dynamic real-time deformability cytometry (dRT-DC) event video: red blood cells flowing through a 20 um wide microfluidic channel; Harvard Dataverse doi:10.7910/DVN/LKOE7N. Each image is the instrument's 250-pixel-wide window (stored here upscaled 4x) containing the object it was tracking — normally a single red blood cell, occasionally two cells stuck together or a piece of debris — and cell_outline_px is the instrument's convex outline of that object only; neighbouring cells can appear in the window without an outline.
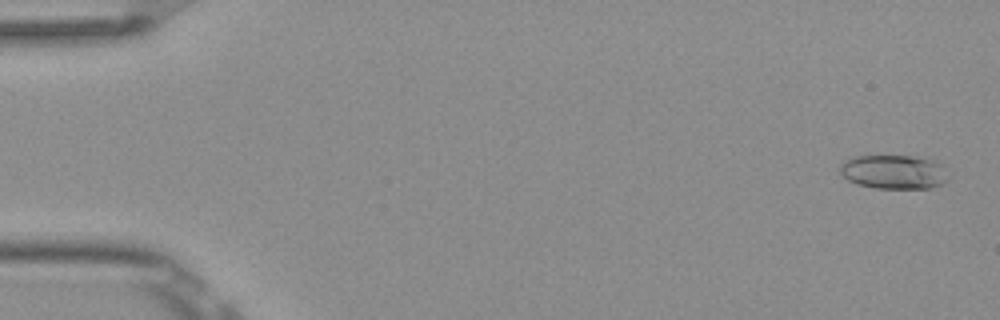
{"species": "Egyptian fruit bat (a non-hibernating species)", "species_latin": "Rousettus aegyptiacus", "temperature_condition": "room temperature", "stored_images_in_passage": 5, "camera_frame_rate_fps": 3000, "um_per_image_px": 0.085, "frame": {"image": 1, "passage_image": 1, "time_ms": 0.0, "image_size_px": [1000, 320], "cell_outline_px": [[948, 180], [940, 184], [928, 188], [876, 188], [856, 184], [848, 180], [840, 172], [840, 164], [844, 160], [856, 156], [928, 156], [936, 160], [940, 164]], "centroid_in_image_um": [75.96, 14.59], "position_along_channel_um": 9.0, "area_um2": 21.56}}
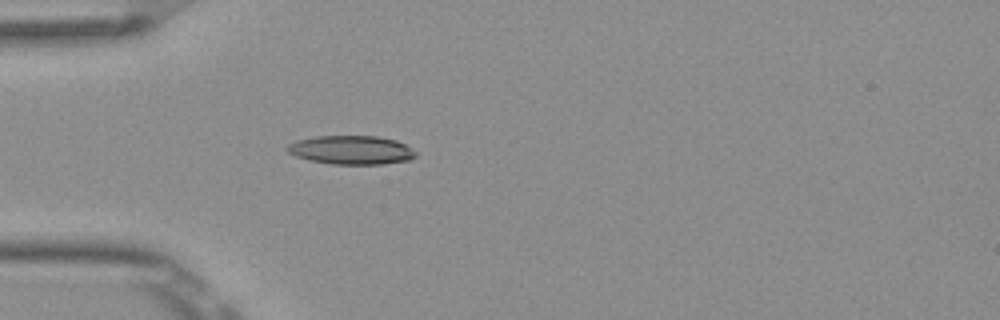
{"frame": {"image": 2, "passage_image": 5, "time_ms": 1.333, "image_size_px": [1000, 320], "cell_outline_px": [[416, 156], [408, 160], [384, 164], [328, 164], [308, 160], [296, 156], [288, 152], [284, 148], [288, 144], [296, 140], [316, 136], [376, 136], [396, 140], [404, 144], [416, 152]], "centroid_in_image_um": [29.82, 12.75], "position_along_channel_um": 55.2, "area_um2": 21.62}}